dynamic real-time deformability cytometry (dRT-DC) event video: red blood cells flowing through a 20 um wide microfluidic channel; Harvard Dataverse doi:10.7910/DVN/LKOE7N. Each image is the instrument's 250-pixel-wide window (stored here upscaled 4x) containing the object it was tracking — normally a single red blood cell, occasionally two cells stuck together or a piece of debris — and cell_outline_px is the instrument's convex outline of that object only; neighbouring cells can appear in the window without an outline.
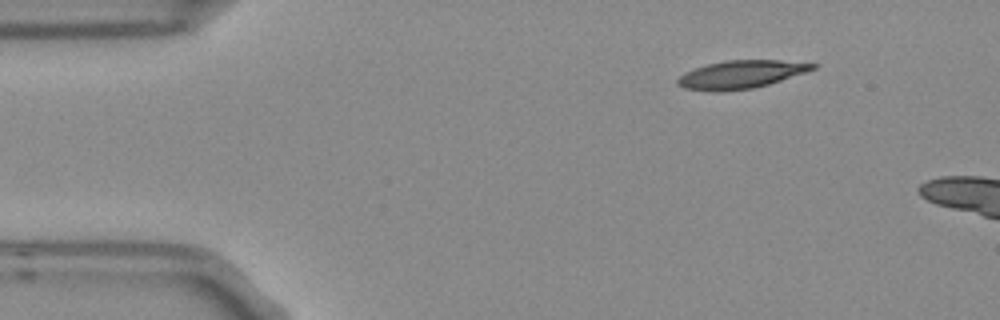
{"species": "Egyptian fruit bat (a non-hibernating species)", "species_latin": "Rousettus aegyptiacus", "temperature_condition": "room temperature", "stored_images_in_passage": 4, "camera_frame_rate_fps": 3000, "um_per_image_px": 0.085, "frame": {"image": 1, "passage_image": 1, "time_ms": 0.0, "image_size_px": [1000, 320], "cell_outline_px": [[820, 64], [816, 68], [768, 84], [752, 88], [720, 92], [712, 92], [684, 88], [676, 84], [676, 80], [684, 72], [708, 64], [728, 60], [780, 60]], "centroid_in_image_um": [62.94, 6.33], "position_along_channel_um": 22.1, "area_um2": 21.91}}
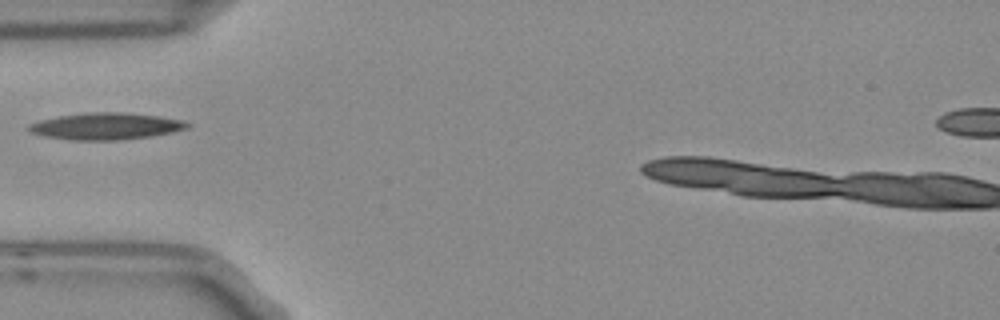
{"frame": {"image": 2, "passage_image": 3, "time_ms": 0.667, "image_size_px": [1000, 320], "cell_outline_px": [[192, 124], [188, 128], [172, 132], [148, 136], [116, 140], [76, 140], [44, 136], [32, 132], [28, 128], [28, 124], [40, 120], [56, 116], [84, 112], [124, 112], [160, 116], [184, 120]], "centroid_in_image_um": [9.02, 10.71], "position_along_channel_um": 76.0, "area_um2": 24.74}}
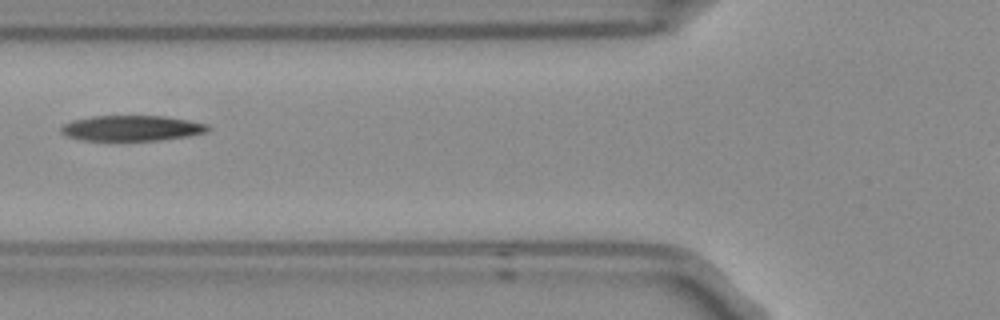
{"frame": {"image": 3, "passage_image": 4, "time_ms": 1.0, "image_size_px": [1000, 320], "cell_outline_px": [[212, 128], [208, 132], [188, 136], [156, 140], [84, 140], [68, 136], [60, 132], [60, 128], [64, 124], [72, 120], [92, 116], [164, 116], [188, 120], [208, 124]], "centroid_in_image_um": [11.23, 10.89], "position_along_channel_um": 114.6, "area_um2": 21.73}}